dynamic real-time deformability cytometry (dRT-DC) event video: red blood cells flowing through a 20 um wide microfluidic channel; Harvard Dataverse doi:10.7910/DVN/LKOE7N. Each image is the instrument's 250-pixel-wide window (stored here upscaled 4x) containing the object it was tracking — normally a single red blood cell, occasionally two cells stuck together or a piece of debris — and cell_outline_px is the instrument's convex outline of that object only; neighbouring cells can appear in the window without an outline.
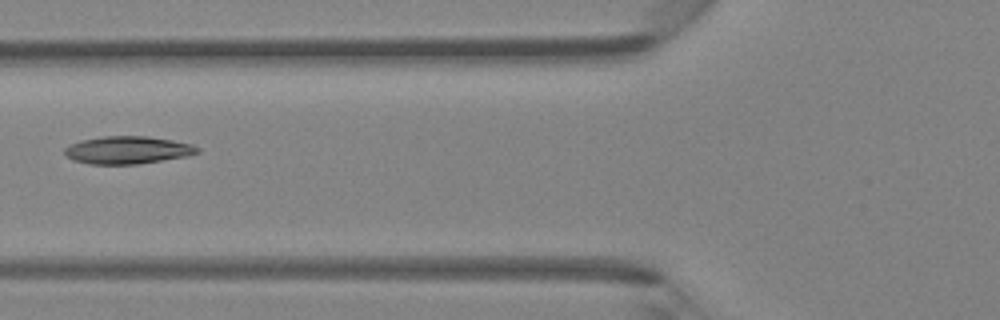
{"species": "Egyptian fruit bat (a non-hibernating species)", "species_latin": "Rousettus aegyptiacus", "temperature_condition": "room temperature", "stored_images_in_passage": 6, "camera_frame_rate_fps": 3000, "um_per_image_px": 0.085, "animal": {"sex": "female"}, "frame": {"image": 1, "passage_image": 6, "time_ms": 5.667, "image_size_px": [1000, 320], "cell_outline_px": [[200, 152], [188, 156], [136, 164], [88, 164], [72, 160], [64, 152], [64, 148], [68, 144], [80, 140], [104, 136], [148, 136], [172, 140], [192, 144], [200, 148]], "centroid_in_image_um": [10.84, 12.75], "position_along_channel_um": 115.0, "area_um2": 21.5}}